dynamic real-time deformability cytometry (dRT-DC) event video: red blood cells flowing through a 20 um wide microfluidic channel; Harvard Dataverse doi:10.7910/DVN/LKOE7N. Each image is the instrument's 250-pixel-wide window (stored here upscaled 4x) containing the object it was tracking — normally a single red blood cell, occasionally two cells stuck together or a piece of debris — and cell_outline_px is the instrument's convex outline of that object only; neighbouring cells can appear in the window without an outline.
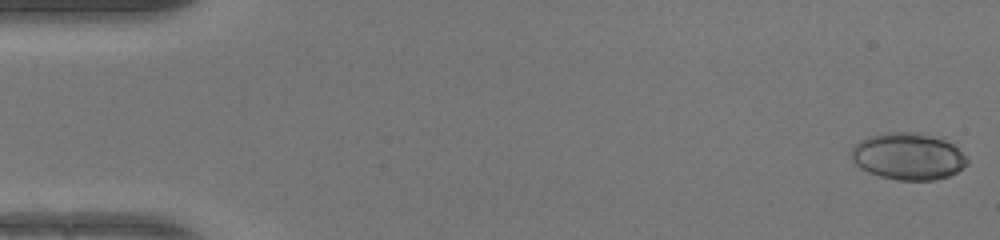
{"species": "human", "species_latin": "Homo sapiens", "temperature_condition": "warm", "stored_images_in_passage": 49, "camera_frame_rate_fps": 3000, "um_per_image_px": 0.085, "donor": {"sex": "female"}, "frame": {"image": 1, "passage_image": 1, "time_ms": 0.0, "image_size_px": [1000, 240], "cell_outline_px": [[968, 164], [956, 172], [948, 176], [936, 180], [896, 180], [880, 176], [868, 172], [860, 168], [852, 160], [852, 148], [860, 140], [868, 136], [884, 132], [920, 132], [944, 136], [968, 160]], "centroid_in_image_um": [77.2, 13.26], "position_along_channel_um": 7.8, "area_um2": 32.02}}
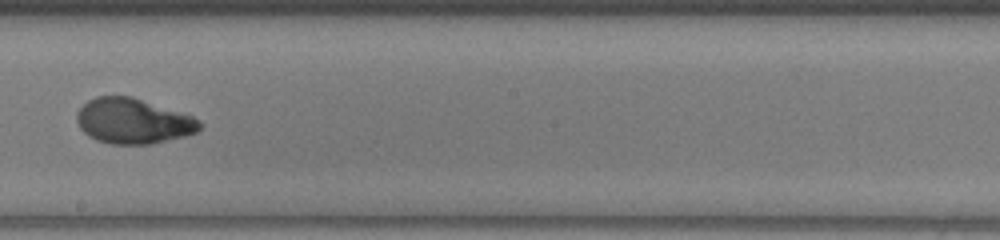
{"frame": {"image": 2, "passage_image": 28, "time_ms": 9.0, "image_size_px": [1000, 240], "cell_outline_px": [[204, 124], [196, 132], [184, 136], [152, 144], [112, 144], [96, 140], [88, 136], [80, 128], [76, 120], [76, 112], [88, 100], [96, 96], [132, 96], [192, 116], [200, 120]], "centroid_in_image_um": [11.3, 10.29], "position_along_channel_um": 236.9, "area_um2": 32.48}}
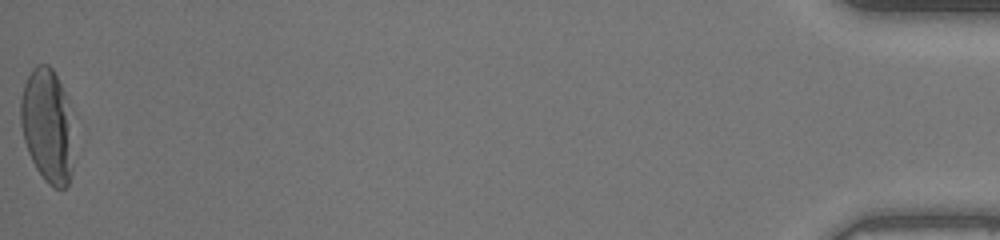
{"frame": {"image": 3, "passage_image": 49, "time_ms": 16.0, "image_size_px": [1000, 240], "cell_outline_px": [[72, 172], [68, 184], [64, 188], [56, 188], [48, 184], [44, 180], [36, 168], [28, 152], [24, 140], [20, 124], [20, 96], [24, 84], [32, 68], [36, 64], [48, 64], [52, 68], [64, 92], [72, 168]], "centroid_in_image_um": [3.93, 10.68], "position_along_channel_um": 431.3, "area_um2": 33.93}, "authors_computed_cell_mechanics": {"area_um2": 32.079, "velocity_mm_per_s": 4.2886, "shape_relaxation_time_tau1_ms": 3.4668, "shape_relaxation_time_tau2_ms": 2.0018, "deformation_change_tau1": 0.1955, "deformation_change_tau2": 0.0621}}